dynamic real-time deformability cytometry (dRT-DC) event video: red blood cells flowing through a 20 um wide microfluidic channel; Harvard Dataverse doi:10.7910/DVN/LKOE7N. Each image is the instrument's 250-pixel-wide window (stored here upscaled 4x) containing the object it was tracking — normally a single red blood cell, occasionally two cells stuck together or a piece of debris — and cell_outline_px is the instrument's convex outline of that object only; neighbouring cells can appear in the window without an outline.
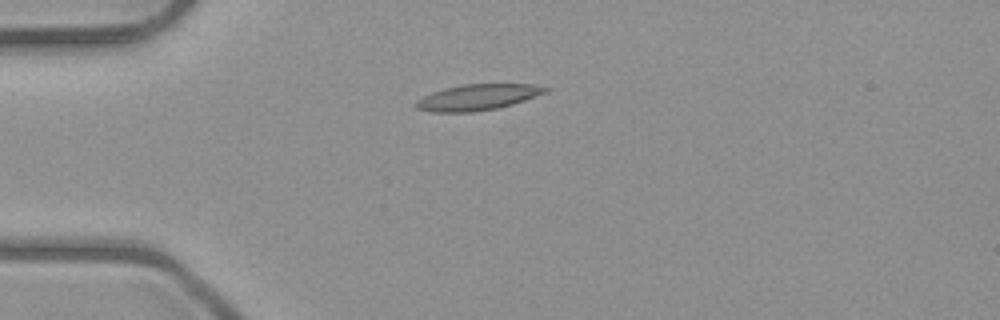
{"species": "common noctule bat (a hibernating species)", "species_latin": "Nyctalus noctula", "temperature_condition": "room temperature", "stored_images_in_passage": 6, "camera_frame_rate_fps": 3000, "um_per_image_px": 0.085, "animal": {"sex": "male", "body_mass_g": 23.1, "forearm_length_mm": 52.7}, "frame": {"image": 1, "passage_image": 4, "time_ms": 3.667, "image_size_px": [1000, 320], "cell_outline_px": [[552, 88], [548, 92], [512, 104], [496, 108], [472, 112], [432, 112], [416, 108], [412, 104], [424, 96], [432, 92], [464, 84], [532, 84]], "centroid_in_image_um": [40.62, 8.26], "position_along_channel_um": 44.4, "area_um2": 19.42}}
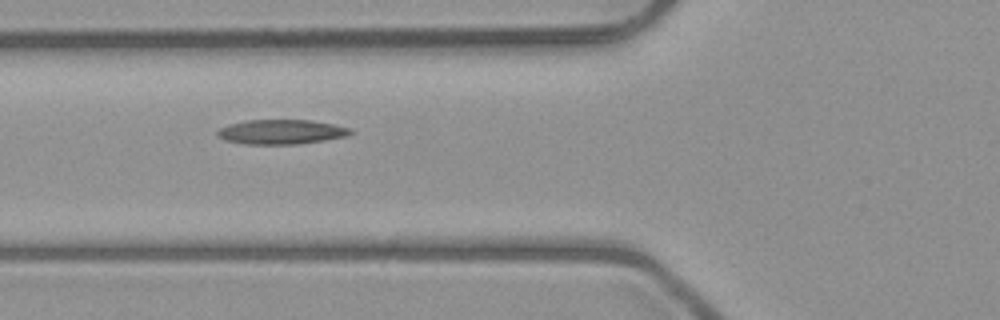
{"frame": {"image": 2, "passage_image": 6, "time_ms": 5.667, "image_size_px": [1000, 320], "cell_outline_px": [[352, 132], [348, 136], [324, 140], [296, 144], [248, 144], [224, 140], [216, 136], [216, 132], [220, 128], [228, 124], [248, 120], [312, 120], [352, 128]], "centroid_in_image_um": [23.89, 11.2], "position_along_channel_um": 101.9, "area_um2": 19.07}}